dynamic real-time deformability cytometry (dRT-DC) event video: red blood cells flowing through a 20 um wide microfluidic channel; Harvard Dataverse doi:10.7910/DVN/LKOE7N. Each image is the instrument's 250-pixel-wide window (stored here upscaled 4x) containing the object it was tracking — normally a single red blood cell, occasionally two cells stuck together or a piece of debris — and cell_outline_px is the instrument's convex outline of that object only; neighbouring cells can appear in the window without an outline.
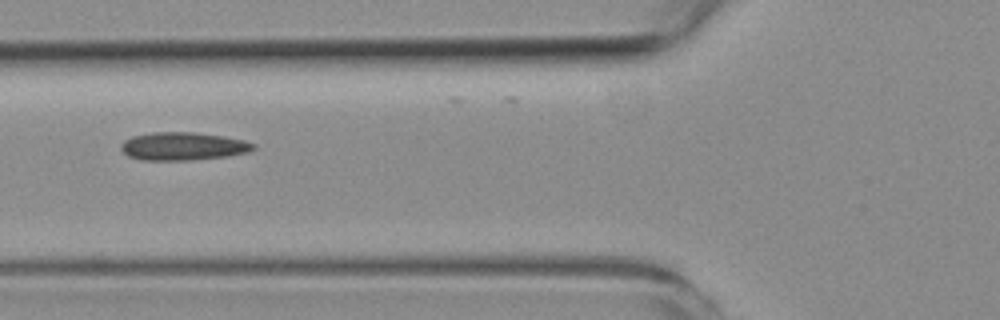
{"species": "common noctule bat (a hibernating species)", "species_latin": "Nyctalus noctula", "temperature_condition": "room temperature", "stored_images_in_passage": 6, "camera_frame_rate_fps": 3000, "um_per_image_px": 0.085, "animal": {"sex": "female", "body_mass_g": 19.3, "forearm_length_mm": 54.1}, "frame": {"image": 1, "passage_image": 2, "time_ms": 1.333, "image_size_px": [1000, 320], "cell_outline_px": [[256, 148], [248, 152], [228, 156], [192, 160], [140, 160], [128, 156], [120, 148], [120, 144], [124, 140], [132, 136], [152, 132], [196, 132], [244, 140], [256, 144]], "centroid_in_image_um": [15.54, 12.43], "position_along_channel_um": 110.3, "area_um2": 21.73}}
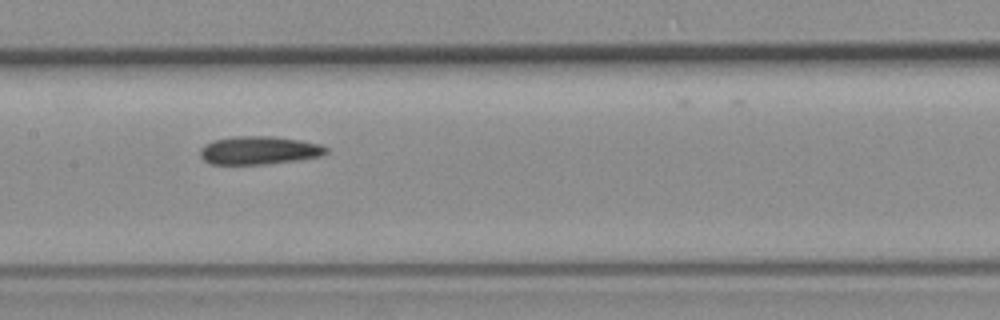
{"frame": {"image": 2, "passage_image": 4, "time_ms": 3.333, "image_size_px": [1000, 320], "cell_outline_px": [[328, 152], [320, 156], [296, 160], [268, 164], [212, 164], [204, 160], [200, 156], [200, 148], [204, 144], [212, 140], [232, 136], [272, 136], [300, 140], [320, 144], [328, 148]], "centroid_in_image_um": [21.99, 12.77], "position_along_channel_um": 185.4, "area_um2": 20.81}}
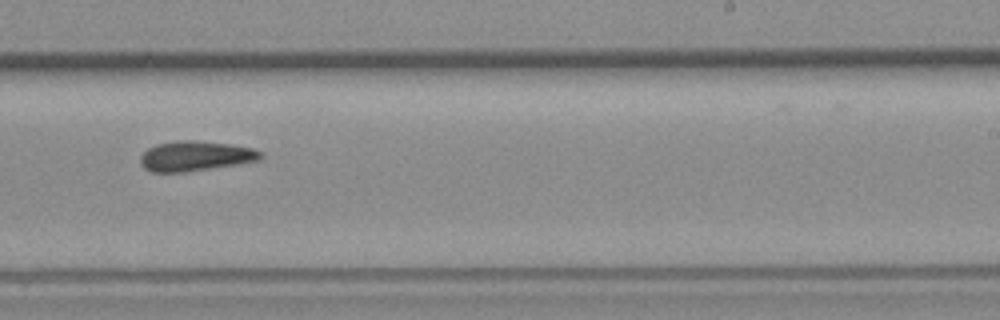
{"frame": {"image": 3, "passage_image": 6, "time_ms": 5.667, "image_size_px": [1000, 320], "cell_outline_px": [[264, 156], [260, 160], [236, 164], [184, 172], [152, 172], [144, 168], [140, 164], [140, 156], [148, 148], [156, 144], [176, 140], [196, 140], [228, 144], [252, 148], [260, 152]], "centroid_in_image_um": [16.57, 13.26], "position_along_channel_um": 272.4, "area_um2": 20.92}}